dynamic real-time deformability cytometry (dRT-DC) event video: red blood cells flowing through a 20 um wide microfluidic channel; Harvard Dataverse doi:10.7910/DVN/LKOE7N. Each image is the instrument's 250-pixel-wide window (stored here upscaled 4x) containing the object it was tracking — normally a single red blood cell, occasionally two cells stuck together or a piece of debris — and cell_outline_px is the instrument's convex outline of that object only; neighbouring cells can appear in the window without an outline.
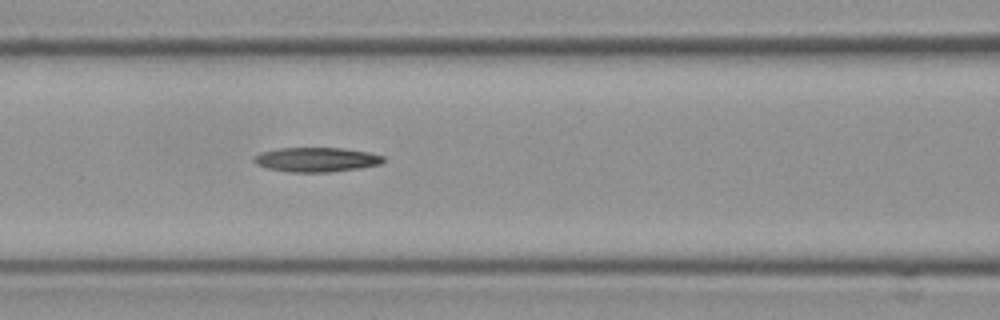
{"species": "Egyptian fruit bat (a non-hibernating species)", "species_latin": "Rousettus aegyptiacus", "temperature_condition": "cold", "stored_images_in_passage": 9, "segment_of_instrument_passage": [1, 2], "camera_frame_rate_fps": 3000, "um_per_image_px": 0.085, "frame": {"image": 1, "passage_image": 8, "time_ms": 2.333, "image_size_px": [1000, 320], "cell_outline_px": [[384, 160], [380, 164], [356, 168], [328, 172], [288, 172], [268, 168], [256, 164], [252, 160], [260, 152], [280, 148], [344, 148], [368, 152], [384, 156]], "centroid_in_image_um": [26.87, 13.56], "position_along_channel_um": 139.7, "area_um2": 18.26}}